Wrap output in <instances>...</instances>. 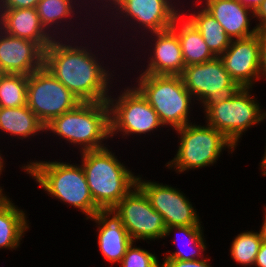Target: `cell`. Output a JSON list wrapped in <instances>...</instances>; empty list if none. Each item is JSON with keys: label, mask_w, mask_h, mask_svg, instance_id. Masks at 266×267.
I'll return each instance as SVG.
<instances>
[{"label": "cell", "mask_w": 266, "mask_h": 267, "mask_svg": "<svg viewBox=\"0 0 266 267\" xmlns=\"http://www.w3.org/2000/svg\"><path fill=\"white\" fill-rule=\"evenodd\" d=\"M90 2L93 4V6H95V8H99L98 0H90Z\"/></svg>", "instance_id": "39"}, {"label": "cell", "mask_w": 266, "mask_h": 267, "mask_svg": "<svg viewBox=\"0 0 266 267\" xmlns=\"http://www.w3.org/2000/svg\"><path fill=\"white\" fill-rule=\"evenodd\" d=\"M171 29L180 41L185 66L201 64L216 57L204 42L201 33L182 13L175 19Z\"/></svg>", "instance_id": "24"}, {"label": "cell", "mask_w": 266, "mask_h": 267, "mask_svg": "<svg viewBox=\"0 0 266 267\" xmlns=\"http://www.w3.org/2000/svg\"><path fill=\"white\" fill-rule=\"evenodd\" d=\"M181 2V0H105L97 9V13H100L97 16L100 19V21L99 19L97 20V24L104 30V34L108 35L107 32L112 30L113 35L116 34L120 39L123 34L122 44H129L127 43L129 41L131 43L130 46L133 47L134 43L138 41L137 37L140 39L149 33L170 29L175 19L181 14ZM107 22L111 24H108V26L114 29L110 30L107 27ZM116 24L118 25L116 26ZM113 30L116 31L113 32ZM117 30L118 34L115 33ZM125 35L132 38H125Z\"/></svg>", "instance_id": "2"}, {"label": "cell", "mask_w": 266, "mask_h": 267, "mask_svg": "<svg viewBox=\"0 0 266 267\" xmlns=\"http://www.w3.org/2000/svg\"><path fill=\"white\" fill-rule=\"evenodd\" d=\"M136 44L138 47H130L129 50H126V53H128V51L131 53L133 48L135 49L134 51H137L135 53L138 55L135 54L134 57V61H137L136 63L139 61H141L139 63H142L143 60L145 61L142 63L144 65L138 66L139 69H137L138 71L136 74L139 72L152 75L180 76L186 67L182 56L180 41L177 34L171 28L160 32L149 33L138 40ZM145 45L147 46L143 48ZM136 49L141 51L145 49V52L143 53ZM140 52L144 55L142 58V55H139ZM145 53H148V57ZM140 67H143V69Z\"/></svg>", "instance_id": "12"}, {"label": "cell", "mask_w": 266, "mask_h": 267, "mask_svg": "<svg viewBox=\"0 0 266 267\" xmlns=\"http://www.w3.org/2000/svg\"><path fill=\"white\" fill-rule=\"evenodd\" d=\"M99 28L92 35L89 32V37H78L80 41L77 37L54 39L44 52V66L81 102L108 101L111 88L117 83L114 82L117 68L109 66L112 59L113 66L117 65L114 64L117 58L111 54L105 56L108 48L103 44L99 46L100 41L93 38L96 33L99 35ZM108 58L110 61L105 64L104 60Z\"/></svg>", "instance_id": "1"}, {"label": "cell", "mask_w": 266, "mask_h": 267, "mask_svg": "<svg viewBox=\"0 0 266 267\" xmlns=\"http://www.w3.org/2000/svg\"><path fill=\"white\" fill-rule=\"evenodd\" d=\"M263 213H264L263 218H262L263 222L259 226L260 227L259 234H260L262 241L266 242V205H264Z\"/></svg>", "instance_id": "36"}, {"label": "cell", "mask_w": 266, "mask_h": 267, "mask_svg": "<svg viewBox=\"0 0 266 267\" xmlns=\"http://www.w3.org/2000/svg\"><path fill=\"white\" fill-rule=\"evenodd\" d=\"M261 43L259 33L234 39L220 56L226 71L241 88H253L260 81Z\"/></svg>", "instance_id": "16"}, {"label": "cell", "mask_w": 266, "mask_h": 267, "mask_svg": "<svg viewBox=\"0 0 266 267\" xmlns=\"http://www.w3.org/2000/svg\"><path fill=\"white\" fill-rule=\"evenodd\" d=\"M178 136V146L173 159L165 164V168L176 174L195 169L214 166L223 151L235 152V145L222 133L207 123H189L174 130Z\"/></svg>", "instance_id": "7"}, {"label": "cell", "mask_w": 266, "mask_h": 267, "mask_svg": "<svg viewBox=\"0 0 266 267\" xmlns=\"http://www.w3.org/2000/svg\"><path fill=\"white\" fill-rule=\"evenodd\" d=\"M36 9L41 24L54 39L74 38V36L78 38L83 36L84 33L85 35L89 34L90 30L92 34L94 29L91 28H94L95 26L98 27L96 22V20H98V13H96L97 8H95L89 0H39ZM77 20L80 21L78 22ZM83 20L86 21L83 22ZM90 24L92 27H90ZM81 25L83 26L81 27ZM87 28L89 30H87ZM85 29L88 33H86ZM79 31L80 33H78Z\"/></svg>", "instance_id": "10"}, {"label": "cell", "mask_w": 266, "mask_h": 267, "mask_svg": "<svg viewBox=\"0 0 266 267\" xmlns=\"http://www.w3.org/2000/svg\"><path fill=\"white\" fill-rule=\"evenodd\" d=\"M261 243L262 239L258 230L241 231L231 241L230 257L239 266L252 267Z\"/></svg>", "instance_id": "26"}, {"label": "cell", "mask_w": 266, "mask_h": 267, "mask_svg": "<svg viewBox=\"0 0 266 267\" xmlns=\"http://www.w3.org/2000/svg\"><path fill=\"white\" fill-rule=\"evenodd\" d=\"M63 158L51 160H28L19 167L28 174L48 196L60 201L92 218L99 208L90 193L86 176L81 164L64 162ZM62 161V162H61Z\"/></svg>", "instance_id": "3"}, {"label": "cell", "mask_w": 266, "mask_h": 267, "mask_svg": "<svg viewBox=\"0 0 266 267\" xmlns=\"http://www.w3.org/2000/svg\"><path fill=\"white\" fill-rule=\"evenodd\" d=\"M44 52L36 42L11 36L0 29V69L3 73L29 76L44 66Z\"/></svg>", "instance_id": "17"}, {"label": "cell", "mask_w": 266, "mask_h": 267, "mask_svg": "<svg viewBox=\"0 0 266 267\" xmlns=\"http://www.w3.org/2000/svg\"><path fill=\"white\" fill-rule=\"evenodd\" d=\"M254 267H266V242L262 241L259 251L256 255Z\"/></svg>", "instance_id": "33"}, {"label": "cell", "mask_w": 266, "mask_h": 267, "mask_svg": "<svg viewBox=\"0 0 266 267\" xmlns=\"http://www.w3.org/2000/svg\"><path fill=\"white\" fill-rule=\"evenodd\" d=\"M261 120H262V123L266 121V109L264 110V108H262V119ZM264 149L265 151H264L263 157H261L260 159L261 161L259 163V166H260L259 170H261V175L266 176V146Z\"/></svg>", "instance_id": "34"}, {"label": "cell", "mask_w": 266, "mask_h": 267, "mask_svg": "<svg viewBox=\"0 0 266 267\" xmlns=\"http://www.w3.org/2000/svg\"><path fill=\"white\" fill-rule=\"evenodd\" d=\"M105 2V0H98L99 7Z\"/></svg>", "instance_id": "40"}, {"label": "cell", "mask_w": 266, "mask_h": 267, "mask_svg": "<svg viewBox=\"0 0 266 267\" xmlns=\"http://www.w3.org/2000/svg\"><path fill=\"white\" fill-rule=\"evenodd\" d=\"M180 76L199 109L210 100L233 94L240 88L226 71L220 57L188 65Z\"/></svg>", "instance_id": "15"}, {"label": "cell", "mask_w": 266, "mask_h": 267, "mask_svg": "<svg viewBox=\"0 0 266 267\" xmlns=\"http://www.w3.org/2000/svg\"><path fill=\"white\" fill-rule=\"evenodd\" d=\"M28 76L3 73L0 76V107L16 108L27 105Z\"/></svg>", "instance_id": "27"}, {"label": "cell", "mask_w": 266, "mask_h": 267, "mask_svg": "<svg viewBox=\"0 0 266 267\" xmlns=\"http://www.w3.org/2000/svg\"><path fill=\"white\" fill-rule=\"evenodd\" d=\"M0 29L36 42L44 51L54 40L41 24L36 8L0 9Z\"/></svg>", "instance_id": "20"}, {"label": "cell", "mask_w": 266, "mask_h": 267, "mask_svg": "<svg viewBox=\"0 0 266 267\" xmlns=\"http://www.w3.org/2000/svg\"><path fill=\"white\" fill-rule=\"evenodd\" d=\"M39 0H0V9L36 8Z\"/></svg>", "instance_id": "30"}, {"label": "cell", "mask_w": 266, "mask_h": 267, "mask_svg": "<svg viewBox=\"0 0 266 267\" xmlns=\"http://www.w3.org/2000/svg\"><path fill=\"white\" fill-rule=\"evenodd\" d=\"M138 74L132 79L136 82L133 86L153 107L168 132L193 123L190 117L196 103L181 76Z\"/></svg>", "instance_id": "6"}, {"label": "cell", "mask_w": 266, "mask_h": 267, "mask_svg": "<svg viewBox=\"0 0 266 267\" xmlns=\"http://www.w3.org/2000/svg\"><path fill=\"white\" fill-rule=\"evenodd\" d=\"M185 2H187L186 4L189 5L184 6ZM181 4V13L201 33L204 42L208 45V48L211 50V52L216 57H220L230 46L232 41V39L225 33L224 28L209 12H207L201 5L199 6V3L196 0L191 1V5L193 4V6H191L190 2L186 0L181 2Z\"/></svg>", "instance_id": "21"}, {"label": "cell", "mask_w": 266, "mask_h": 267, "mask_svg": "<svg viewBox=\"0 0 266 267\" xmlns=\"http://www.w3.org/2000/svg\"><path fill=\"white\" fill-rule=\"evenodd\" d=\"M114 86L116 85H113L108 99L111 139L114 137L117 139L119 135L118 137L125 138V140L132 136L134 140L139 136L141 138L142 134L144 135L142 138H145L146 133L151 135L159 129L163 130L164 125L158 114L133 84L126 85L127 87H122L121 90L118 89L119 93L113 91ZM113 92H116V95Z\"/></svg>", "instance_id": "9"}, {"label": "cell", "mask_w": 266, "mask_h": 267, "mask_svg": "<svg viewBox=\"0 0 266 267\" xmlns=\"http://www.w3.org/2000/svg\"><path fill=\"white\" fill-rule=\"evenodd\" d=\"M252 90L240 87L233 94L210 100L201 107L204 123L222 132L236 148L242 135L262 122V105Z\"/></svg>", "instance_id": "8"}, {"label": "cell", "mask_w": 266, "mask_h": 267, "mask_svg": "<svg viewBox=\"0 0 266 267\" xmlns=\"http://www.w3.org/2000/svg\"><path fill=\"white\" fill-rule=\"evenodd\" d=\"M203 226V227H202ZM204 224L203 225H189V226H177V227H166L164 240L166 237H170L171 234L174 235L175 238L172 239V245L176 248L173 252L167 250L166 253H163V259H177L183 261H191V260H200L205 258V252L208 248L206 243V238L204 236ZM173 233L182 234L181 239H185L183 241L179 240V236ZM187 238V240H186ZM182 241V242H180ZM179 245V246H178ZM187 250H186V248ZM190 247V248H189ZM181 248V249H180ZM184 248V249H182ZM189 250V251H188Z\"/></svg>", "instance_id": "23"}, {"label": "cell", "mask_w": 266, "mask_h": 267, "mask_svg": "<svg viewBox=\"0 0 266 267\" xmlns=\"http://www.w3.org/2000/svg\"><path fill=\"white\" fill-rule=\"evenodd\" d=\"M80 103L45 66L28 76L27 106L45 126Z\"/></svg>", "instance_id": "11"}, {"label": "cell", "mask_w": 266, "mask_h": 267, "mask_svg": "<svg viewBox=\"0 0 266 267\" xmlns=\"http://www.w3.org/2000/svg\"><path fill=\"white\" fill-rule=\"evenodd\" d=\"M255 13L254 23L258 26L259 29H266V0H263L261 5L257 8ZM259 21V22H258Z\"/></svg>", "instance_id": "32"}, {"label": "cell", "mask_w": 266, "mask_h": 267, "mask_svg": "<svg viewBox=\"0 0 266 267\" xmlns=\"http://www.w3.org/2000/svg\"><path fill=\"white\" fill-rule=\"evenodd\" d=\"M150 250L136 246L135 241L128 247L120 267H162L159 257Z\"/></svg>", "instance_id": "28"}, {"label": "cell", "mask_w": 266, "mask_h": 267, "mask_svg": "<svg viewBox=\"0 0 266 267\" xmlns=\"http://www.w3.org/2000/svg\"><path fill=\"white\" fill-rule=\"evenodd\" d=\"M142 177V174L138 175L137 185L148 197L152 208L162 215L166 227L202 225L200 213L186 193L177 186Z\"/></svg>", "instance_id": "14"}, {"label": "cell", "mask_w": 266, "mask_h": 267, "mask_svg": "<svg viewBox=\"0 0 266 267\" xmlns=\"http://www.w3.org/2000/svg\"><path fill=\"white\" fill-rule=\"evenodd\" d=\"M45 134L59 139V144L64 140L75 146L79 153L108 146L112 140L108 101L81 102L46 125Z\"/></svg>", "instance_id": "4"}, {"label": "cell", "mask_w": 266, "mask_h": 267, "mask_svg": "<svg viewBox=\"0 0 266 267\" xmlns=\"http://www.w3.org/2000/svg\"><path fill=\"white\" fill-rule=\"evenodd\" d=\"M95 223L97 245L103 259L112 264H120L133 240L123 226L120 216L111 209H99L88 219Z\"/></svg>", "instance_id": "18"}, {"label": "cell", "mask_w": 266, "mask_h": 267, "mask_svg": "<svg viewBox=\"0 0 266 267\" xmlns=\"http://www.w3.org/2000/svg\"><path fill=\"white\" fill-rule=\"evenodd\" d=\"M113 209L133 241L141 243L142 240L149 244L164 239L166 226L162 215L152 208L148 197L137 184Z\"/></svg>", "instance_id": "13"}, {"label": "cell", "mask_w": 266, "mask_h": 267, "mask_svg": "<svg viewBox=\"0 0 266 267\" xmlns=\"http://www.w3.org/2000/svg\"><path fill=\"white\" fill-rule=\"evenodd\" d=\"M43 133L46 136L45 125L27 105L16 108L0 107V134L4 138L7 134L11 139H27L28 142L36 135L42 138Z\"/></svg>", "instance_id": "22"}, {"label": "cell", "mask_w": 266, "mask_h": 267, "mask_svg": "<svg viewBox=\"0 0 266 267\" xmlns=\"http://www.w3.org/2000/svg\"><path fill=\"white\" fill-rule=\"evenodd\" d=\"M111 146L80 152L81 166L95 205L111 209L137 184L135 172L119 160Z\"/></svg>", "instance_id": "5"}, {"label": "cell", "mask_w": 266, "mask_h": 267, "mask_svg": "<svg viewBox=\"0 0 266 267\" xmlns=\"http://www.w3.org/2000/svg\"><path fill=\"white\" fill-rule=\"evenodd\" d=\"M207 256L200 260L183 261L177 259H163L162 267H212L211 258ZM209 259V260H208Z\"/></svg>", "instance_id": "29"}, {"label": "cell", "mask_w": 266, "mask_h": 267, "mask_svg": "<svg viewBox=\"0 0 266 267\" xmlns=\"http://www.w3.org/2000/svg\"><path fill=\"white\" fill-rule=\"evenodd\" d=\"M224 28L225 33L232 39H243L258 33L255 13L244 6L239 0H196Z\"/></svg>", "instance_id": "19"}, {"label": "cell", "mask_w": 266, "mask_h": 267, "mask_svg": "<svg viewBox=\"0 0 266 267\" xmlns=\"http://www.w3.org/2000/svg\"><path fill=\"white\" fill-rule=\"evenodd\" d=\"M2 187L4 186H0V209L4 207L11 200V198L5 193L4 188Z\"/></svg>", "instance_id": "37"}, {"label": "cell", "mask_w": 266, "mask_h": 267, "mask_svg": "<svg viewBox=\"0 0 266 267\" xmlns=\"http://www.w3.org/2000/svg\"><path fill=\"white\" fill-rule=\"evenodd\" d=\"M4 154L2 153V150L0 149V175H2V171L4 170V168L6 167V159L3 156Z\"/></svg>", "instance_id": "38"}, {"label": "cell", "mask_w": 266, "mask_h": 267, "mask_svg": "<svg viewBox=\"0 0 266 267\" xmlns=\"http://www.w3.org/2000/svg\"><path fill=\"white\" fill-rule=\"evenodd\" d=\"M259 40L261 43L260 53V81L266 80V29H259Z\"/></svg>", "instance_id": "31"}, {"label": "cell", "mask_w": 266, "mask_h": 267, "mask_svg": "<svg viewBox=\"0 0 266 267\" xmlns=\"http://www.w3.org/2000/svg\"><path fill=\"white\" fill-rule=\"evenodd\" d=\"M244 6L252 9L254 12L261 5L263 0H239Z\"/></svg>", "instance_id": "35"}, {"label": "cell", "mask_w": 266, "mask_h": 267, "mask_svg": "<svg viewBox=\"0 0 266 267\" xmlns=\"http://www.w3.org/2000/svg\"><path fill=\"white\" fill-rule=\"evenodd\" d=\"M13 201L11 199L0 209V250H18L31 227L27 211Z\"/></svg>", "instance_id": "25"}]
</instances>
